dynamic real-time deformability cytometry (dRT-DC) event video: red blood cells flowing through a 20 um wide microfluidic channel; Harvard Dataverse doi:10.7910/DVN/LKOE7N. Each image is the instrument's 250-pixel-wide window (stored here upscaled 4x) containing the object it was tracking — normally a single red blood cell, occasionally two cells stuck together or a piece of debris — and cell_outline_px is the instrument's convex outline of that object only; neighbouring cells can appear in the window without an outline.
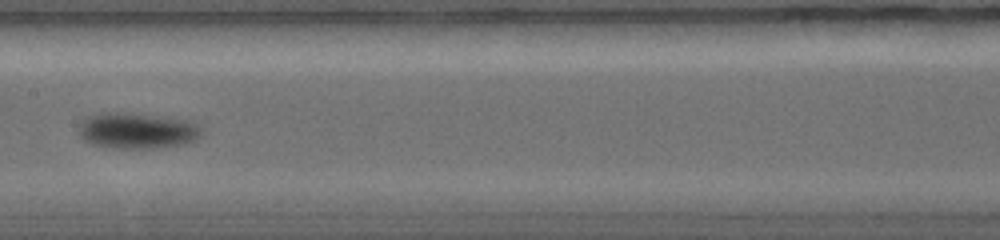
{"species": "common noctule bat (a hibernating species)", "species_latin": "Nyctalus noctula", "temperature_condition": "warm", "stored_images_in_passage": 5, "camera_frame_rate_fps": 5000, "um_per_image_px": 0.085, "animal": {"sex": "female", "body_mass_g": 19.0, "forearm_length_mm": 56.7}, "frame": {"image": 1, "passage_image": 5, "time_ms": 3.6, "image_size_px": [1000, 240], "cell_outline_px": [[204, 132], [200, 136], [184, 144], [152, 148], [120, 148], [92, 144], [84, 140], [80, 136], [80, 124], [88, 116], [100, 112], [124, 112], [192, 120]], "centroid_in_image_um": [11.67, 11.09], "position_along_channel_um": 195.7, "area_um2": 25.61}}